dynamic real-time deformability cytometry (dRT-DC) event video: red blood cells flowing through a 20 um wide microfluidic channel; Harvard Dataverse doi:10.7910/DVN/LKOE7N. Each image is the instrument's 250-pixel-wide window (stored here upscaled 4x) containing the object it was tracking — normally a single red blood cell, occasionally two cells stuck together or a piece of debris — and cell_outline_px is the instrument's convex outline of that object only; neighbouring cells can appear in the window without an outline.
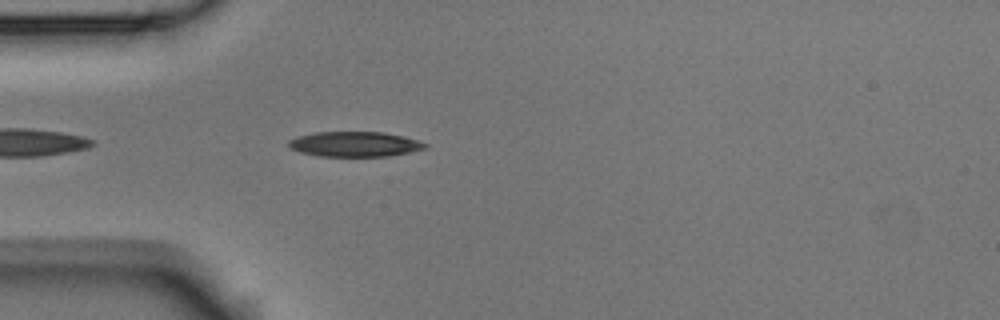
{"species": "Egyptian fruit bat (a non-hibernating species)", "species_latin": "Rousettus aegyptiacus", "temperature_condition": "room temperature", "stored_images_in_passage": 14, "camera_frame_rate_fps": 3000, "um_per_image_px": 0.085, "animal": {"sex": "male"}, "frame": {"image": 1, "passage_image": 3, "time_ms": 0.667, "image_size_px": [1000, 320], "cell_outline_px": [[428, 148], [388, 156], [320, 156], [300, 152], [292, 148], [288, 144], [288, 140], [296, 136], [316, 132], [384, 132], [404, 136], [428, 144]], "centroid_in_image_um": [30.15, 12.24], "position_along_channel_um": 54.8, "area_um2": 19.88}}
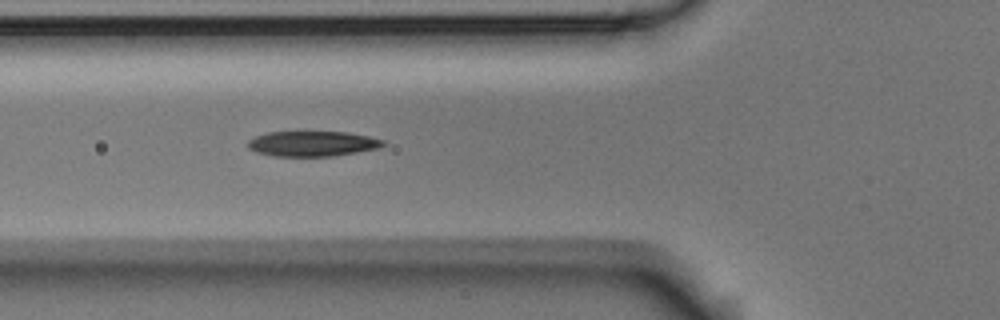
{"frame": {"image": 2, "passage_image": 7, "time_ms": 2.0, "image_size_px": [1000, 320], "cell_outline_px": [[384, 144], [380, 148], [332, 156], [272, 156], [256, 152], [248, 148], [248, 140], [256, 136], [268, 132], [348, 132], [368, 136], [384, 140]], "centroid_in_image_um": [26.54, 12.21], "position_along_channel_um": 99.3, "area_um2": 19.83}}
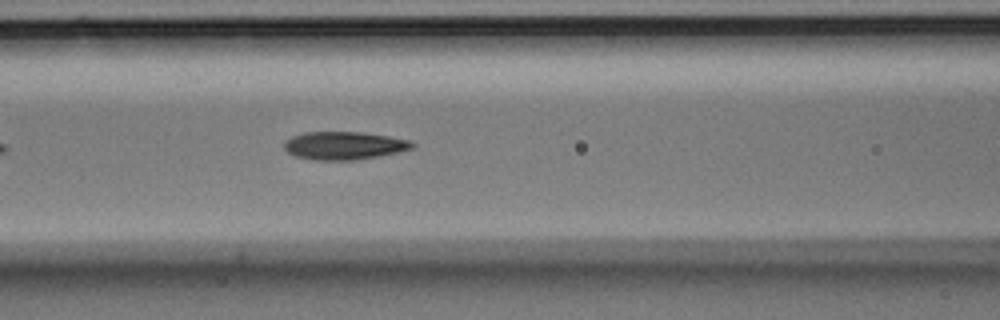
{"frame": {"image": 3, "passage_image": 10, "time_ms": 3.0, "image_size_px": [1000, 320], "cell_outline_px": [[416, 144], [412, 148], [400, 152], [380, 156], [356, 160], [312, 160], [296, 156], [288, 152], [284, 148], [284, 140], [292, 136], [304, 132], [360, 132], [388, 136], [408, 140]], "centroid_in_image_um": [29.23, 12.38], "position_along_channel_um": 137.4, "area_um2": 20.98}}